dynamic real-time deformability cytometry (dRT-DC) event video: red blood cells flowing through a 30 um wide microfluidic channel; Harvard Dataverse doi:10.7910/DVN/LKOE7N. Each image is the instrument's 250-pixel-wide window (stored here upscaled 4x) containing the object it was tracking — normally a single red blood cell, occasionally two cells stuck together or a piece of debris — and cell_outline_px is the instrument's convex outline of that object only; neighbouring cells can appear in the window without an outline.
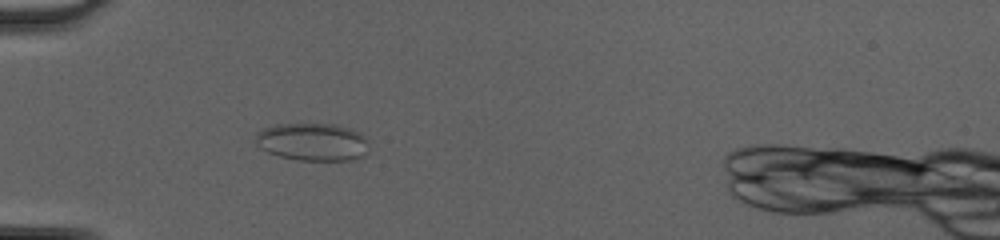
{"species": "common noctule bat (a hibernating species)", "species_latin": "Nyctalus noctula", "temperature_condition": "cold", "stored_images_in_passage": 44, "camera_frame_rate_fps": 3000, "um_per_image_px": 0.085, "animal": {"sex": "female", "body_mass_g": 20.0, "forearm_length_mm": 54.0}, "frame": {"image": 1, "passage_image": 11, "time_ms": 3.333, "image_size_px": [1000, 240], "cell_outline_px": [[368, 152], [364, 156], [352, 160], [296, 160], [280, 156], [268, 152], [260, 148], [256, 144], [256, 132], [264, 128], [276, 124], [336, 124], [360, 132], [368, 136]], "centroid_in_image_um": [26.61, 12.06], "position_along_channel_um": 58.4, "area_um2": 25.26}}
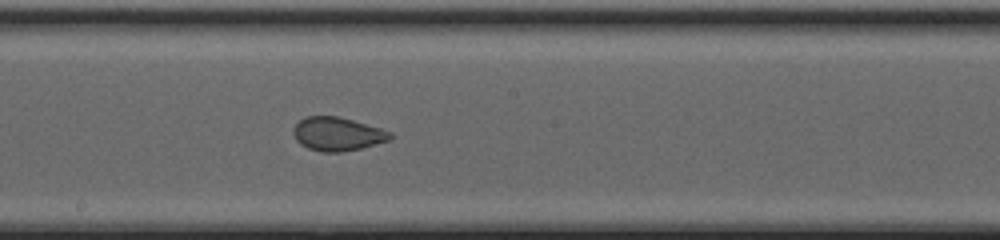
{"frame": {"image": 2, "passage_image": 23, "time_ms": 7.333, "image_size_px": [1000, 240], "cell_outline_px": [[392, 140], [360, 148], [340, 152], [324, 152], [308, 148], [300, 144], [296, 140], [292, 132], [292, 128], [304, 116], [336, 116], [352, 120], [380, 128], [392, 132]], "centroid_in_image_um": [28.67, 11.39], "position_along_channel_um": 219.5, "area_um2": 18.96}}
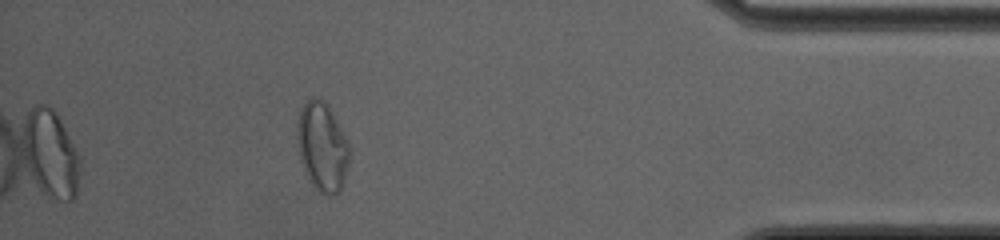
{"frame": {"image": 3, "passage_image": 39, "time_ms": 12.667, "image_size_px": [1000, 240], "cell_outline_px": [[352, 152], [344, 180], [340, 192], [332, 196], [320, 192], [308, 180], [304, 172], [300, 160], [296, 136], [296, 124], [300, 112], [304, 104], [312, 96], [316, 96], [324, 100], [328, 104], [348, 140]], "centroid_in_image_um": [27.4, 12.47], "position_along_channel_um": 407.8, "area_um2": 27.74}}